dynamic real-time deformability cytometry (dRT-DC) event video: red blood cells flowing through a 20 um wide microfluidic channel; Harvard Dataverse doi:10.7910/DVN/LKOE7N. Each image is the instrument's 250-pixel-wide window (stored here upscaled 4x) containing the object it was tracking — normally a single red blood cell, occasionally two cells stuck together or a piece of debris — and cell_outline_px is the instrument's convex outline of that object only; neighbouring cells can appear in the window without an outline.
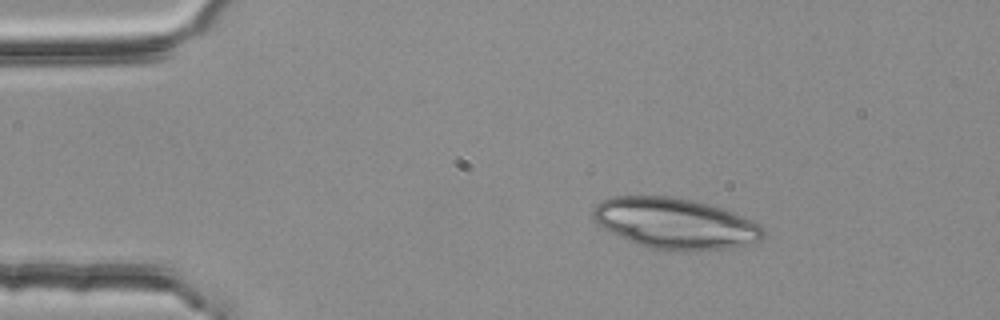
{"species": "common noctule bat (a hibernating species)", "species_latin": "Nyctalus noctula", "temperature_condition": "room temperature", "stored_images_in_passage": 2, "camera_frame_rate_fps": 3000, "um_per_image_px": 0.085, "animal": {"sex": "female", "body_mass_g": 25.1}, "frame": {"image": 1, "passage_image": 1, "time_ms": 0.0, "image_size_px": [1000, 320], "cell_outline_px": [[764, 236], [760, 240], [728, 248], [648, 248], [628, 240], [604, 228], [592, 216], [592, 208], [596, 204], [612, 196], [672, 196], [692, 200], [724, 208], [744, 216], [760, 224], [764, 228]], "centroid_in_image_um": [57.38, 18.94], "position_along_channel_um": 27.6, "area_um2": 49.3}}